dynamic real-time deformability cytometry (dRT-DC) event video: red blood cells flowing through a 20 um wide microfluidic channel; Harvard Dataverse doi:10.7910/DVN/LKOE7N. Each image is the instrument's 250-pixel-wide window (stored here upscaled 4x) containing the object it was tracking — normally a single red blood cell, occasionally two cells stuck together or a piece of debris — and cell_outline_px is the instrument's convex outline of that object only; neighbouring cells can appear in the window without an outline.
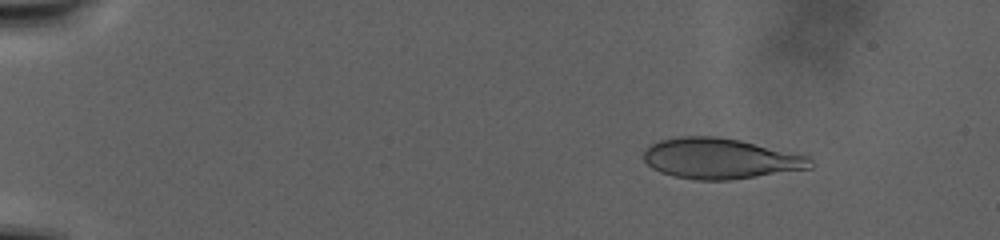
{"species": "human", "species_latin": "Homo sapiens", "temperature_condition": "warm", "stored_images_in_passage": 115, "camera_frame_rate_fps": 3000, "um_per_image_px": 0.085, "donor": {"sex": "male"}, "frame": {"image": 1, "passage_image": 17, "time_ms": 5.333, "image_size_px": [1000, 240], "cell_outline_px": [[812, 168], [728, 180], [696, 180], [672, 176], [660, 172], [652, 168], [644, 160], [644, 148], [660, 140], [680, 136], [716, 136], [740, 140], [808, 156], [812, 160]], "centroid_in_image_um": [61.19, 13.47], "position_along_channel_um": 23.8, "area_um2": 39.3}}
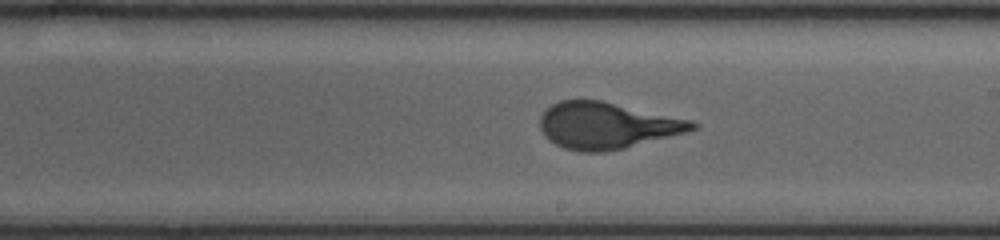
{"frame": {"image": 2, "passage_image": 71, "time_ms": 23.333, "image_size_px": [1000, 240], "cell_outline_px": [[700, 124], [696, 128], [684, 132], [624, 148], [604, 152], [580, 152], [564, 148], [548, 140], [544, 136], [540, 128], [540, 116], [552, 104], [560, 100], [604, 100], [692, 120]], "centroid_in_image_um": [51.56, 10.66], "position_along_channel_um": 237.4, "area_um2": 41.21}}
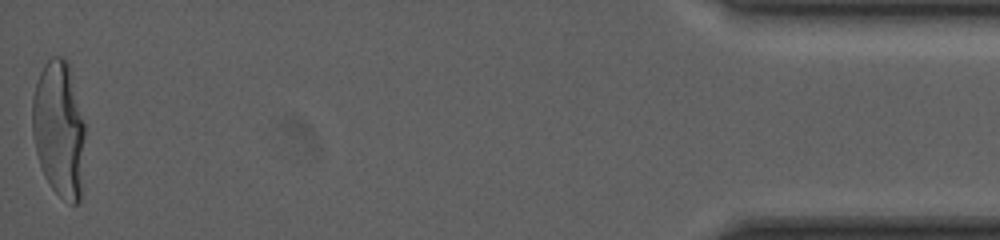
{"frame": {"image": 3, "passage_image": 115, "time_ms": 38.0, "image_size_px": [1000, 240], "cell_outline_px": [[84, 136], [80, 200], [76, 204], [68, 204], [52, 188], [44, 176], [36, 152], [32, 132], [32, 96], [40, 72], [44, 64], [52, 56], [64, 56], [68, 60], [84, 124]], "centroid_in_image_um": [5.0, 10.95], "position_along_channel_um": 430.2, "area_um2": 41.79}}